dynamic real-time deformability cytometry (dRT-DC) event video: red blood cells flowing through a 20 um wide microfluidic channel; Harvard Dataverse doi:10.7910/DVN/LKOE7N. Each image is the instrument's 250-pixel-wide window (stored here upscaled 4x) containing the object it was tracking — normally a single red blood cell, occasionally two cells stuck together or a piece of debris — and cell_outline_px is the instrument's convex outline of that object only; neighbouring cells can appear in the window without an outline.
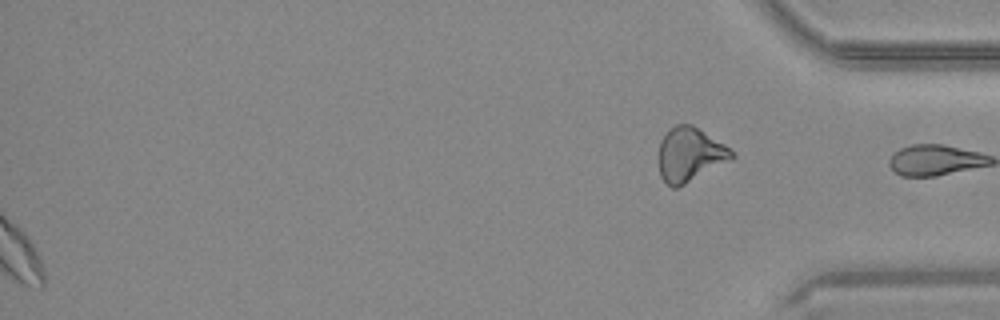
{"species": "common noctule bat (a hibernating species)", "species_latin": "Nyctalus noctula", "temperature_condition": "warm", "stored_images_in_passage": 49, "camera_frame_rate_fps": 3000, "um_per_image_px": 0.085, "animal": {"sex": "male", "body_mass_g": 20.4}, "frame": {"image": 1, "passage_image": 49, "time_ms": 16.0, "image_size_px": [1000, 320], "cell_outline_px": [[736, 156], [732, 160], [676, 188], [672, 188], [660, 176], [656, 156], [660, 140], [668, 128], [676, 124], [692, 124], [724, 144]], "centroid_in_image_um": [58.58, 13.12], "position_along_channel_um": 376.6, "area_um2": 23.35}}